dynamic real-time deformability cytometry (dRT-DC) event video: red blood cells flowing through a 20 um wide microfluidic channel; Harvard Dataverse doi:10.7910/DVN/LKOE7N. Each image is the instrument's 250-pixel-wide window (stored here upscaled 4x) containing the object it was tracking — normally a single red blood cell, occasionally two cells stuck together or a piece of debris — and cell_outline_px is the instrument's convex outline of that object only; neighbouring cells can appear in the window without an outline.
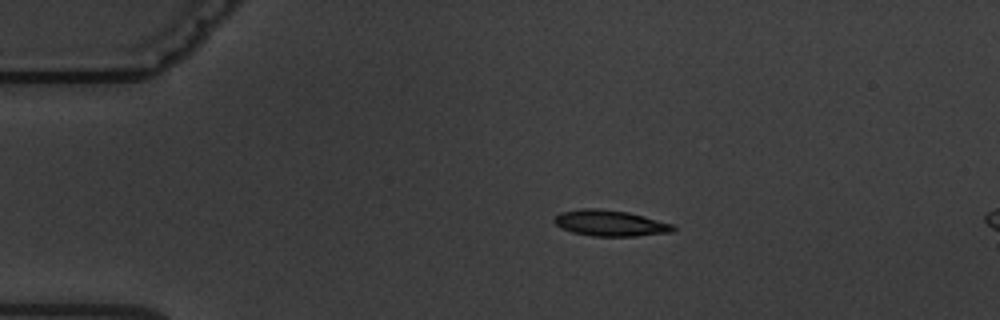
{"species": "common noctule bat (a hibernating species)", "species_latin": "Nyctalus noctula", "temperature_condition": "warm", "stored_images_in_passage": 5, "camera_frame_rate_fps": 3000, "um_per_image_px": 0.085, "animal": {"sex": "male", "body_mass_g": 19.5, "forearm_length_mm": 54.6}, "frame": {"image": 1, "passage_image": 3, "time_ms": 2.333, "image_size_px": [1000, 320], "cell_outline_px": [[676, 228], [672, 232], [636, 236], [592, 236], [572, 232], [556, 224], [552, 220], [560, 212], [580, 208], [596, 208], [628, 212], [644, 216], [672, 224]], "centroid_in_image_um": [51.85, 18.96], "position_along_channel_um": 33.1, "area_um2": 17.92}}